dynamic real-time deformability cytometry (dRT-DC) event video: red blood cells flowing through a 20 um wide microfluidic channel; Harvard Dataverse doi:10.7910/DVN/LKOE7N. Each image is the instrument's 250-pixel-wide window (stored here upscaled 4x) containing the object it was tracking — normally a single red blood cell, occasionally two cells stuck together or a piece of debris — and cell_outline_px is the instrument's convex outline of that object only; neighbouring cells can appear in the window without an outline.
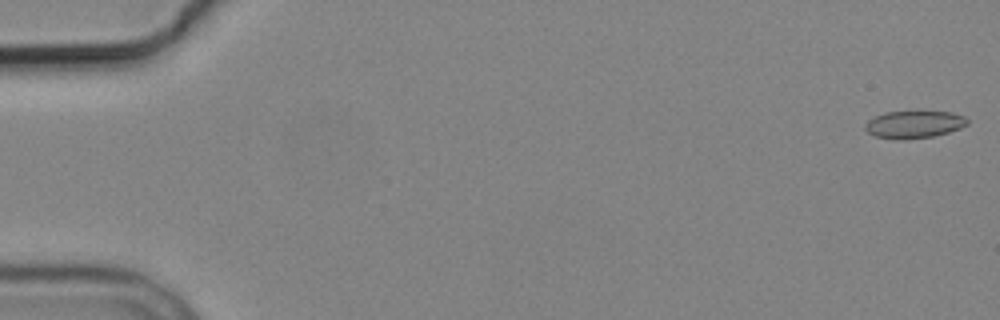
{"species": "common noctule bat (a hibernating species)", "species_latin": "Nyctalus noctula", "temperature_condition": "cold", "stored_images_in_passage": 9, "camera_frame_rate_fps": 3000, "um_per_image_px": 0.085, "animal": {"sex": "male", "body_mass_g": 19.2, "forearm_length_mm": 51.8}, "frame": {"image": 1, "passage_image": 1, "time_ms": 0.0, "image_size_px": [1000, 320], "cell_outline_px": [[968, 124], [960, 128], [948, 132], [932, 136], [904, 140], [896, 140], [876, 136], [868, 132], [864, 128], [864, 124], [868, 120], [884, 112], [952, 112], [964, 116], [968, 120]], "centroid_in_image_um": [77.68, 10.58], "position_along_channel_um": 7.3, "area_um2": 16.24}}
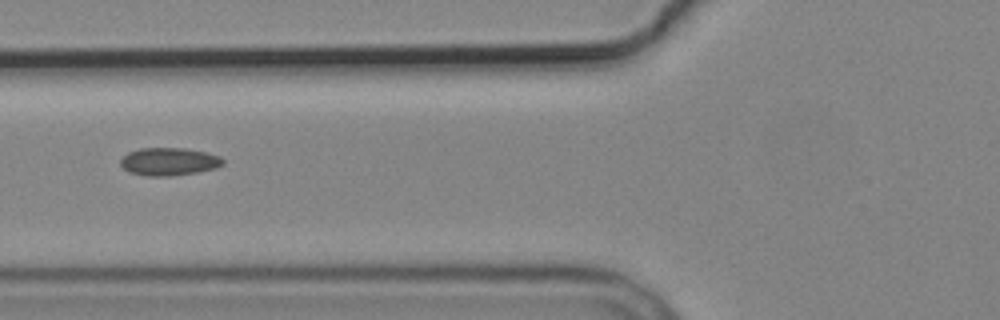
{"frame": {"image": 2, "passage_image": 7, "time_ms": 7.0, "image_size_px": [1000, 320], "cell_outline_px": [[224, 164], [216, 168], [196, 172], [168, 176], [148, 176], [128, 172], [120, 164], [120, 160], [128, 152], [140, 148], [184, 148], [204, 152], [220, 156], [224, 160]], "centroid_in_image_um": [14.35, 13.73], "position_along_channel_um": 111.4, "area_um2": 16.53}}
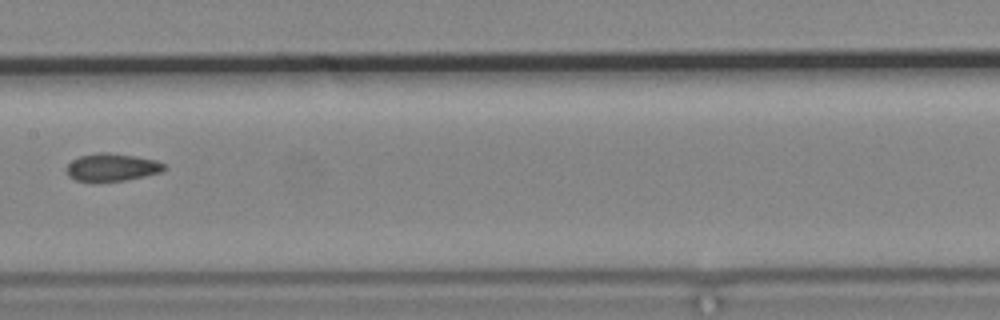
{"frame": {"image": 3, "passage_image": 9, "time_ms": 9.333, "image_size_px": [1000, 320], "cell_outline_px": [[168, 168], [160, 172], [144, 176], [124, 180], [76, 180], [68, 176], [64, 168], [72, 160], [80, 156], [96, 152], [108, 152], [156, 160], [168, 164]], "centroid_in_image_um": [9.52, 14.19], "position_along_channel_um": 197.9, "area_um2": 15.61}}